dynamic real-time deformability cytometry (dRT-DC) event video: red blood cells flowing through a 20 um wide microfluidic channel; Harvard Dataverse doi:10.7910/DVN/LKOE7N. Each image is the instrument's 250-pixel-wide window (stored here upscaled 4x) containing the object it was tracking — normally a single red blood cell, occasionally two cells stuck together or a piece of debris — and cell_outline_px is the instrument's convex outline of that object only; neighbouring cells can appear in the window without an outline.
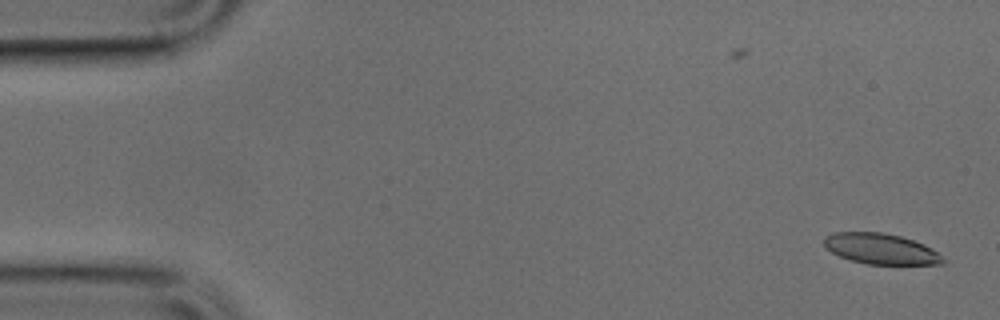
{"species": "common noctule bat (a hibernating species)", "species_latin": "Nyctalus noctula", "temperature_condition": "cold", "stored_images_in_passage": 50, "camera_frame_rate_fps": 3000, "um_per_image_px": 0.085, "animal": {"sex": "male", "body_mass_g": 17.9, "forearm_length_mm": 54.2}, "frame": {"image": 1, "passage_image": 1, "time_ms": 0.0, "image_size_px": [1000, 320], "cell_outline_px": [[944, 264], [868, 264], [852, 260], [840, 256], [832, 252], [824, 244], [824, 236], [836, 232], [880, 232], [900, 236], [924, 244], [932, 248], [944, 260]], "centroid_in_image_um": [74.86, 21.14], "position_along_channel_um": 10.1, "area_um2": 20.92}}
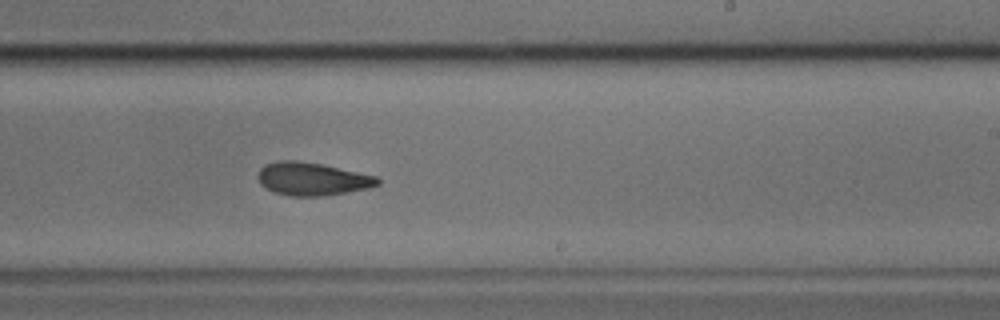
{"frame": {"image": 2, "passage_image": 29, "time_ms": 9.333, "image_size_px": [1000, 320], "cell_outline_px": [[380, 184], [372, 188], [320, 196], [292, 196], [272, 192], [260, 184], [256, 176], [260, 168], [264, 164], [276, 160], [296, 160], [320, 164], [376, 176], [380, 180]], "centroid_in_image_um": [26.49, 15.21], "position_along_channel_um": 262.5, "area_um2": 23.12}}
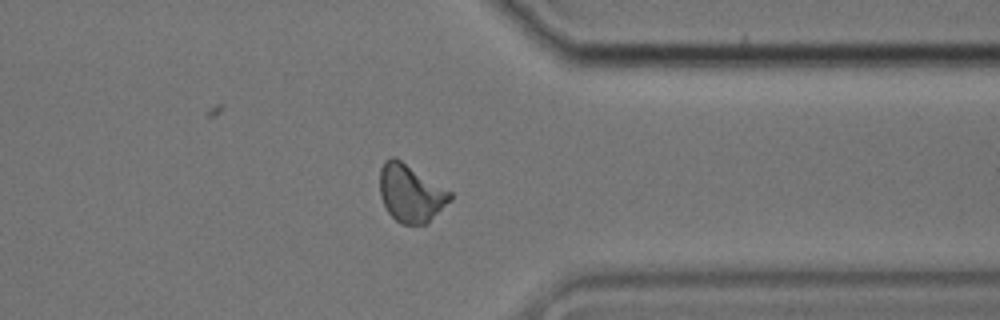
{"frame": {"image": 3, "passage_image": 38, "time_ms": 12.333, "image_size_px": [1000, 320], "cell_outline_px": [[452, 200], [428, 224], [400, 224], [388, 212], [380, 196], [380, 168], [384, 160], [392, 156], [396, 156], [452, 192]], "centroid_in_image_um": [34.92, 16.41], "position_along_channel_um": 376.5, "area_um2": 23.99}}